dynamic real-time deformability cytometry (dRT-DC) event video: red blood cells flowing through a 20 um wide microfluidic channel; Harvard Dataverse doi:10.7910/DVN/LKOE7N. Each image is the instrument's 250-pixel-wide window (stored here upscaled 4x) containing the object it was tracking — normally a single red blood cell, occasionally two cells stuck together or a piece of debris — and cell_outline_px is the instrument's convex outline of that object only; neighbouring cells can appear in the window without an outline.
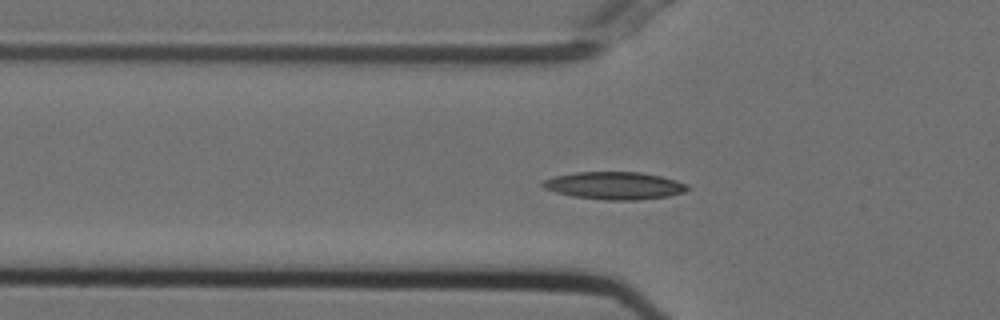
{"species": "Egyptian fruit bat (a non-hibernating species)", "species_latin": "Rousettus aegyptiacus", "temperature_condition": "cold", "stored_images_in_passage": 55, "segment_of_instrument_passage": [1, 2], "camera_frame_rate_fps": 3000, "um_per_image_px": 0.085, "animal": {"sex": "female"}, "frame": {"image": 1, "passage_image": 18, "time_ms": 5.667, "image_size_px": [1000, 320], "cell_outline_px": [[688, 188], [684, 192], [668, 196], [636, 200], [608, 200], [572, 196], [556, 192], [544, 188], [540, 184], [544, 180], [556, 176], [576, 172], [640, 172], [660, 176], [676, 180], [688, 184]], "centroid_in_image_um": [52.23, 15.77], "position_along_channel_um": 73.6, "area_um2": 23.06}}
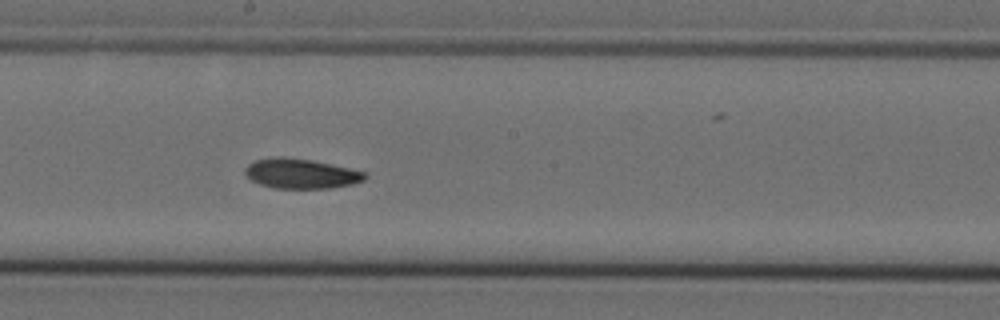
{"frame": {"image": 2, "passage_image": 30, "time_ms": 9.667, "image_size_px": [1000, 320], "cell_outline_px": [[368, 176], [364, 180], [352, 184], [328, 188], [272, 188], [260, 184], [252, 180], [244, 172], [244, 168], [248, 164], [256, 160], [276, 156], [284, 156], [312, 160], [368, 172]], "centroid_in_image_um": [25.59, 14.75], "position_along_channel_um": 222.6, "area_um2": 20.92}}
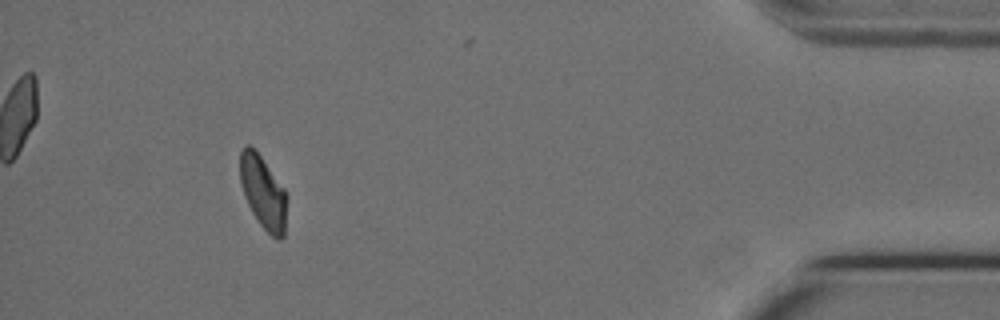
{"frame": {"image": 3, "passage_image": 50, "time_ms": 16.333, "image_size_px": [1000, 320], "cell_outline_px": [[288, 196], [284, 236], [280, 240], [276, 240], [260, 224], [252, 212], [244, 196], [240, 180], [240, 152], [244, 144], [248, 144], [260, 156], [284, 188]], "centroid_in_image_um": [22.38, 16.37], "position_along_channel_um": 412.8, "area_um2": 19.88}}